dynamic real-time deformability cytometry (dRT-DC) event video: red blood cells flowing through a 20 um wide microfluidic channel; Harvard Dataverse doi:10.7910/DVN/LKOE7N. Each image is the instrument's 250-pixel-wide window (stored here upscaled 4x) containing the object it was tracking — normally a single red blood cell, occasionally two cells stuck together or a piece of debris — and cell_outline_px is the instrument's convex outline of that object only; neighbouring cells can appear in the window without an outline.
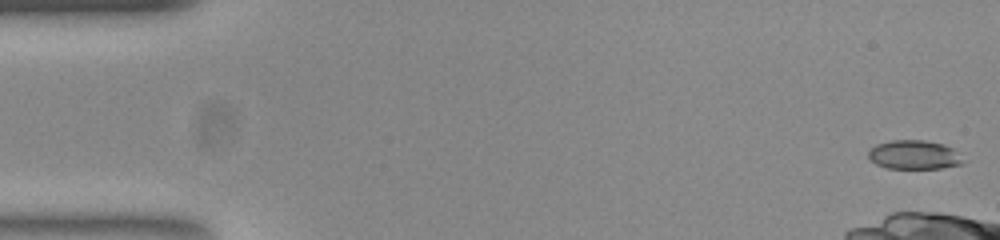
{"species": "common noctule bat (a hibernating species)", "species_latin": "Nyctalus noctula", "temperature_condition": "room temperature", "stored_images_in_passage": 11, "camera_frame_rate_fps": 3000, "um_per_image_px": 0.085, "animal": {"sex": "female", "body_mass_g": 23.0, "forearm_length_mm": 53.4}, "frame": {"image": 1, "passage_image": 1, "time_ms": 0.0, "image_size_px": [1000, 240], "cell_outline_px": [[964, 160], [960, 164], [940, 168], [888, 168], [876, 164], [868, 160], [868, 152], [876, 144], [892, 140], [924, 140], [944, 144], [952, 148]], "centroid_in_image_um": [77.66, 13.15], "position_along_channel_um": 7.3, "area_um2": 15.9}}